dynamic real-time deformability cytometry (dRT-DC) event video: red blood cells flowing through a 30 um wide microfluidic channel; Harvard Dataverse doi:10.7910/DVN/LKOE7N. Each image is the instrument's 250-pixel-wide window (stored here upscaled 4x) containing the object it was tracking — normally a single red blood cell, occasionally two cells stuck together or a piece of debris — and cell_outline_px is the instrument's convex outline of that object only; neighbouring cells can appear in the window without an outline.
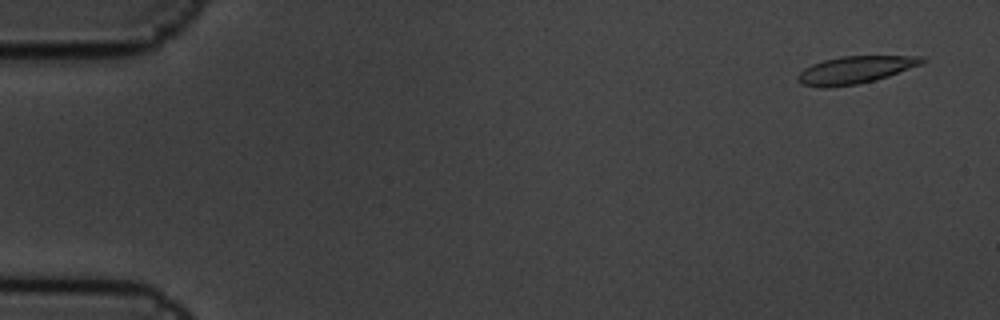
{"species": "common noctule bat (a hibernating species)", "species_latin": "Nyctalus noctula", "temperature_condition": "cold", "stored_images_in_passage": 6, "camera_frame_rate_fps": 3000, "um_per_image_px": 0.085, "animal": {"sex": "male", "body_mass_g": 19.5, "forearm_length_mm": 54.6}, "frame": {"image": 1, "passage_image": 1, "time_ms": 0.0, "image_size_px": [1000, 320], "cell_outline_px": [[928, 60], [920, 64], [888, 76], [856, 84], [828, 88], [820, 88], [804, 84], [796, 80], [796, 76], [804, 68], [812, 64], [824, 60], [840, 56], [924, 56]], "centroid_in_image_um": [72.65, 5.93], "position_along_channel_um": 12.3, "area_um2": 19.71}}
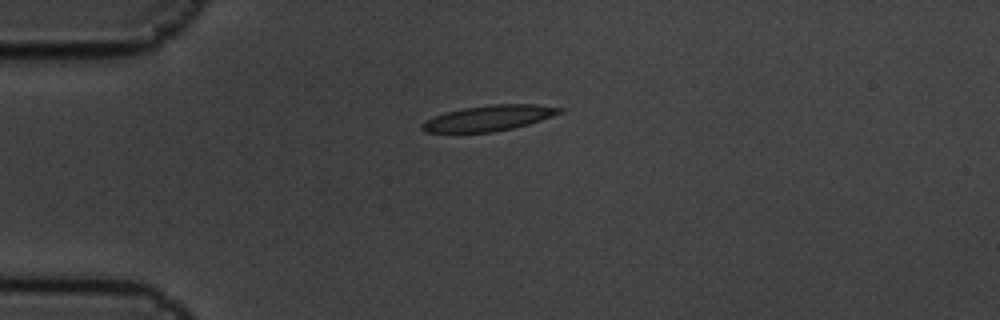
{"frame": {"image": 2, "passage_image": 4, "time_ms": 1.0, "image_size_px": [1000, 320], "cell_outline_px": [[564, 112], [528, 124], [512, 128], [492, 132], [424, 132], [420, 128], [420, 124], [424, 120], [432, 116], [444, 112], [464, 108], [492, 104], [536, 104], [564, 108]], "centroid_in_image_um": [41.51, 10.03], "position_along_channel_um": 43.5, "area_um2": 20.58}}
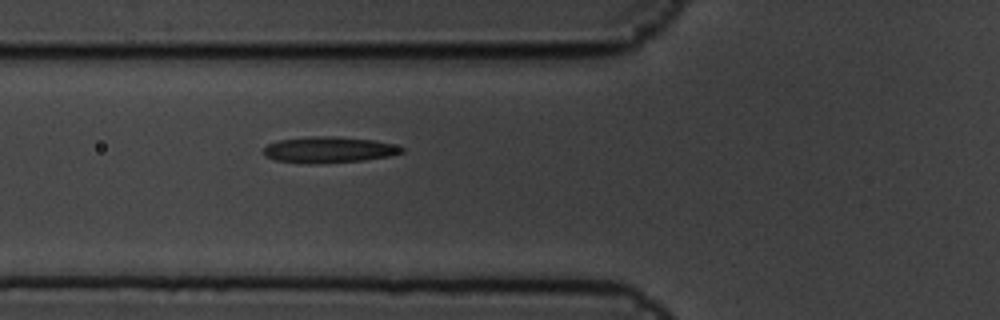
{"frame": {"image": 3, "passage_image": 6, "time_ms": 1.667, "image_size_px": [1000, 320], "cell_outline_px": [[404, 152], [392, 156], [364, 160], [316, 164], [308, 164], [276, 160], [264, 156], [264, 148], [268, 144], [280, 140], [312, 136], [332, 136], [376, 140], [392, 144], [404, 148]], "centroid_in_image_um": [27.98, 12.73], "position_along_channel_um": 97.8, "area_um2": 21.1}}